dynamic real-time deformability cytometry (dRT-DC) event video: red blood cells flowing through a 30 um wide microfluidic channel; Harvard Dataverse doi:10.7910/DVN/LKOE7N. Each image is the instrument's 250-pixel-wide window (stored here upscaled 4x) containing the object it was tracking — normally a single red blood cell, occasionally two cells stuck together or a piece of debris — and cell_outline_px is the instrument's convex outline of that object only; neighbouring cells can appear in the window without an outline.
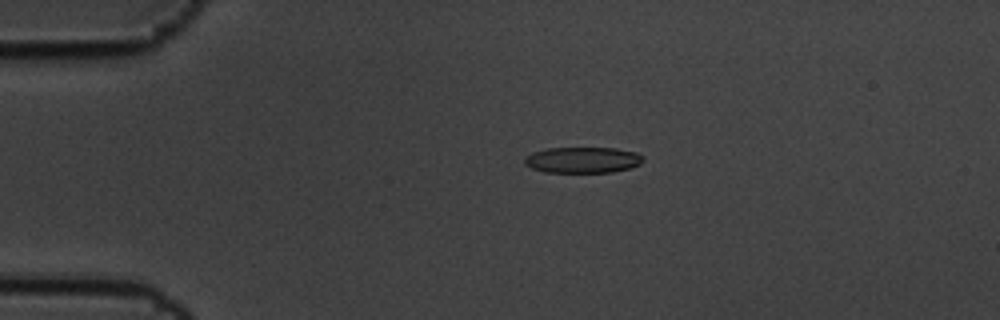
{"species": "common noctule bat (a hibernating species)", "species_latin": "Nyctalus noctula", "temperature_condition": "cold", "stored_images_in_passage": 5, "camera_frame_rate_fps": 3000, "um_per_image_px": 0.085, "animal": {"sex": "male", "body_mass_g": 19.5, "forearm_length_mm": 54.6}, "frame": {"image": 1, "passage_image": 4, "time_ms": 1.0, "image_size_px": [1000, 320], "cell_outline_px": [[644, 160], [640, 164], [632, 168], [612, 172], [544, 172], [532, 168], [524, 164], [524, 156], [532, 152], [548, 148], [616, 148], [636, 152], [644, 156]], "centroid_in_image_um": [49.54, 13.59], "position_along_channel_um": 35.5, "area_um2": 18.15}}